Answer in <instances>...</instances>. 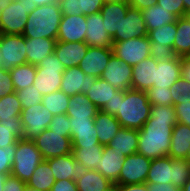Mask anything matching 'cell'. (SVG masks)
Masks as SVG:
<instances>
[{
  "label": "cell",
  "instance_id": "603a6c76",
  "mask_svg": "<svg viewBox=\"0 0 190 191\" xmlns=\"http://www.w3.org/2000/svg\"><path fill=\"white\" fill-rule=\"evenodd\" d=\"M147 35L148 31L142 12L136 8L129 7L126 12V17L122 19L120 24V41Z\"/></svg>",
  "mask_w": 190,
  "mask_h": 191
},
{
  "label": "cell",
  "instance_id": "003e7915",
  "mask_svg": "<svg viewBox=\"0 0 190 191\" xmlns=\"http://www.w3.org/2000/svg\"><path fill=\"white\" fill-rule=\"evenodd\" d=\"M185 160L188 162V164L190 165V145H189V148H188V153L186 155V158Z\"/></svg>",
  "mask_w": 190,
  "mask_h": 191
},
{
  "label": "cell",
  "instance_id": "5b68a950",
  "mask_svg": "<svg viewBox=\"0 0 190 191\" xmlns=\"http://www.w3.org/2000/svg\"><path fill=\"white\" fill-rule=\"evenodd\" d=\"M43 160L33 140L19 139L16 143L11 175L27 183Z\"/></svg>",
  "mask_w": 190,
  "mask_h": 191
},
{
  "label": "cell",
  "instance_id": "74e56055",
  "mask_svg": "<svg viewBox=\"0 0 190 191\" xmlns=\"http://www.w3.org/2000/svg\"><path fill=\"white\" fill-rule=\"evenodd\" d=\"M19 139H23L21 117L18 120L0 121V148L15 145Z\"/></svg>",
  "mask_w": 190,
  "mask_h": 191
},
{
  "label": "cell",
  "instance_id": "ffe728a7",
  "mask_svg": "<svg viewBox=\"0 0 190 191\" xmlns=\"http://www.w3.org/2000/svg\"><path fill=\"white\" fill-rule=\"evenodd\" d=\"M157 64L158 61L150 56L132 66L131 88L146 92L153 87Z\"/></svg>",
  "mask_w": 190,
  "mask_h": 191
},
{
  "label": "cell",
  "instance_id": "4316f807",
  "mask_svg": "<svg viewBox=\"0 0 190 191\" xmlns=\"http://www.w3.org/2000/svg\"><path fill=\"white\" fill-rule=\"evenodd\" d=\"M94 125L98 140L104 146L112 141L121 128V124L115 116L101 110L94 118Z\"/></svg>",
  "mask_w": 190,
  "mask_h": 191
},
{
  "label": "cell",
  "instance_id": "f5cc1de1",
  "mask_svg": "<svg viewBox=\"0 0 190 191\" xmlns=\"http://www.w3.org/2000/svg\"><path fill=\"white\" fill-rule=\"evenodd\" d=\"M71 130L95 129L94 118H72L69 117Z\"/></svg>",
  "mask_w": 190,
  "mask_h": 191
},
{
  "label": "cell",
  "instance_id": "277c9868",
  "mask_svg": "<svg viewBox=\"0 0 190 191\" xmlns=\"http://www.w3.org/2000/svg\"><path fill=\"white\" fill-rule=\"evenodd\" d=\"M38 6L28 0H17L1 4L0 29L2 34L22 35L28 15Z\"/></svg>",
  "mask_w": 190,
  "mask_h": 191
},
{
  "label": "cell",
  "instance_id": "f907efd6",
  "mask_svg": "<svg viewBox=\"0 0 190 191\" xmlns=\"http://www.w3.org/2000/svg\"><path fill=\"white\" fill-rule=\"evenodd\" d=\"M173 106L175 108L177 122L190 127V101H181L180 104Z\"/></svg>",
  "mask_w": 190,
  "mask_h": 191
},
{
  "label": "cell",
  "instance_id": "44dd1931",
  "mask_svg": "<svg viewBox=\"0 0 190 191\" xmlns=\"http://www.w3.org/2000/svg\"><path fill=\"white\" fill-rule=\"evenodd\" d=\"M182 58L175 57L166 61L159 60L155 69L153 87L170 88L181 76Z\"/></svg>",
  "mask_w": 190,
  "mask_h": 191
},
{
  "label": "cell",
  "instance_id": "7402d4cb",
  "mask_svg": "<svg viewBox=\"0 0 190 191\" xmlns=\"http://www.w3.org/2000/svg\"><path fill=\"white\" fill-rule=\"evenodd\" d=\"M88 47L84 42L57 41L54 53L65 68L74 67L79 66L80 61L87 53Z\"/></svg>",
  "mask_w": 190,
  "mask_h": 191
},
{
  "label": "cell",
  "instance_id": "680465c9",
  "mask_svg": "<svg viewBox=\"0 0 190 191\" xmlns=\"http://www.w3.org/2000/svg\"><path fill=\"white\" fill-rule=\"evenodd\" d=\"M116 191H149L146 183L114 186Z\"/></svg>",
  "mask_w": 190,
  "mask_h": 191
},
{
  "label": "cell",
  "instance_id": "4dcf8cb0",
  "mask_svg": "<svg viewBox=\"0 0 190 191\" xmlns=\"http://www.w3.org/2000/svg\"><path fill=\"white\" fill-rule=\"evenodd\" d=\"M118 92L110 83L101 78H97L95 82H90L88 87V92L85 94L92 104L99 110L106 104L109 100L114 97Z\"/></svg>",
  "mask_w": 190,
  "mask_h": 191
},
{
  "label": "cell",
  "instance_id": "c3c4849f",
  "mask_svg": "<svg viewBox=\"0 0 190 191\" xmlns=\"http://www.w3.org/2000/svg\"><path fill=\"white\" fill-rule=\"evenodd\" d=\"M71 123L67 114L55 115L49 125V129L58 133H69L71 135Z\"/></svg>",
  "mask_w": 190,
  "mask_h": 191
},
{
  "label": "cell",
  "instance_id": "6f0895ef",
  "mask_svg": "<svg viewBox=\"0 0 190 191\" xmlns=\"http://www.w3.org/2000/svg\"><path fill=\"white\" fill-rule=\"evenodd\" d=\"M158 0H128L130 7L136 8L140 11L156 5Z\"/></svg>",
  "mask_w": 190,
  "mask_h": 191
},
{
  "label": "cell",
  "instance_id": "8992f818",
  "mask_svg": "<svg viewBox=\"0 0 190 191\" xmlns=\"http://www.w3.org/2000/svg\"><path fill=\"white\" fill-rule=\"evenodd\" d=\"M64 71L65 67L53 52L36 66V77L33 85L43 96L59 91Z\"/></svg>",
  "mask_w": 190,
  "mask_h": 191
},
{
  "label": "cell",
  "instance_id": "52a82bcc",
  "mask_svg": "<svg viewBox=\"0 0 190 191\" xmlns=\"http://www.w3.org/2000/svg\"><path fill=\"white\" fill-rule=\"evenodd\" d=\"M33 141L44 160L72 153V140L69 133L53 132L46 128Z\"/></svg>",
  "mask_w": 190,
  "mask_h": 191
},
{
  "label": "cell",
  "instance_id": "4fadbf2b",
  "mask_svg": "<svg viewBox=\"0 0 190 191\" xmlns=\"http://www.w3.org/2000/svg\"><path fill=\"white\" fill-rule=\"evenodd\" d=\"M100 78L106 80L118 91L126 92L131 88L132 66L113 54Z\"/></svg>",
  "mask_w": 190,
  "mask_h": 191
},
{
  "label": "cell",
  "instance_id": "e7e4bbea",
  "mask_svg": "<svg viewBox=\"0 0 190 191\" xmlns=\"http://www.w3.org/2000/svg\"><path fill=\"white\" fill-rule=\"evenodd\" d=\"M184 2V16L190 13V0H183Z\"/></svg>",
  "mask_w": 190,
  "mask_h": 191
},
{
  "label": "cell",
  "instance_id": "f35d334b",
  "mask_svg": "<svg viewBox=\"0 0 190 191\" xmlns=\"http://www.w3.org/2000/svg\"><path fill=\"white\" fill-rule=\"evenodd\" d=\"M22 105L16 92L4 94L0 98V121L18 120L21 117Z\"/></svg>",
  "mask_w": 190,
  "mask_h": 191
},
{
  "label": "cell",
  "instance_id": "83f0119b",
  "mask_svg": "<svg viewBox=\"0 0 190 191\" xmlns=\"http://www.w3.org/2000/svg\"><path fill=\"white\" fill-rule=\"evenodd\" d=\"M146 184H172L174 186V169L171 157L165 156L151 161Z\"/></svg>",
  "mask_w": 190,
  "mask_h": 191
},
{
  "label": "cell",
  "instance_id": "d6a6232c",
  "mask_svg": "<svg viewBox=\"0 0 190 191\" xmlns=\"http://www.w3.org/2000/svg\"><path fill=\"white\" fill-rule=\"evenodd\" d=\"M177 34L173 43V50L177 57L190 55V18L188 15L176 20Z\"/></svg>",
  "mask_w": 190,
  "mask_h": 191
},
{
  "label": "cell",
  "instance_id": "d6986e66",
  "mask_svg": "<svg viewBox=\"0 0 190 191\" xmlns=\"http://www.w3.org/2000/svg\"><path fill=\"white\" fill-rule=\"evenodd\" d=\"M112 55V48L89 46L85 57L80 61L78 67L82 69L86 75L100 78Z\"/></svg>",
  "mask_w": 190,
  "mask_h": 191
},
{
  "label": "cell",
  "instance_id": "7a4b0ae2",
  "mask_svg": "<svg viewBox=\"0 0 190 191\" xmlns=\"http://www.w3.org/2000/svg\"><path fill=\"white\" fill-rule=\"evenodd\" d=\"M151 104L146 92L130 88L119 98L115 115L121 127L141 129L150 117Z\"/></svg>",
  "mask_w": 190,
  "mask_h": 191
},
{
  "label": "cell",
  "instance_id": "91938a15",
  "mask_svg": "<svg viewBox=\"0 0 190 191\" xmlns=\"http://www.w3.org/2000/svg\"><path fill=\"white\" fill-rule=\"evenodd\" d=\"M149 191H182V188L174 187L172 184H147Z\"/></svg>",
  "mask_w": 190,
  "mask_h": 191
},
{
  "label": "cell",
  "instance_id": "2e32d148",
  "mask_svg": "<svg viewBox=\"0 0 190 191\" xmlns=\"http://www.w3.org/2000/svg\"><path fill=\"white\" fill-rule=\"evenodd\" d=\"M95 76L86 75L78 66L65 68L60 90L72 97L75 94L88 92L90 82H95Z\"/></svg>",
  "mask_w": 190,
  "mask_h": 191
},
{
  "label": "cell",
  "instance_id": "be15d7a7",
  "mask_svg": "<svg viewBox=\"0 0 190 191\" xmlns=\"http://www.w3.org/2000/svg\"><path fill=\"white\" fill-rule=\"evenodd\" d=\"M8 175H11V174L0 173V191H3L4 189L3 186Z\"/></svg>",
  "mask_w": 190,
  "mask_h": 191
},
{
  "label": "cell",
  "instance_id": "db71d44e",
  "mask_svg": "<svg viewBox=\"0 0 190 191\" xmlns=\"http://www.w3.org/2000/svg\"><path fill=\"white\" fill-rule=\"evenodd\" d=\"M26 186V182L12 175H8L3 186V191H25Z\"/></svg>",
  "mask_w": 190,
  "mask_h": 191
},
{
  "label": "cell",
  "instance_id": "30bf717a",
  "mask_svg": "<svg viewBox=\"0 0 190 191\" xmlns=\"http://www.w3.org/2000/svg\"><path fill=\"white\" fill-rule=\"evenodd\" d=\"M54 115L40 103L21 111L23 139L33 140L49 127Z\"/></svg>",
  "mask_w": 190,
  "mask_h": 191
},
{
  "label": "cell",
  "instance_id": "2644e50d",
  "mask_svg": "<svg viewBox=\"0 0 190 191\" xmlns=\"http://www.w3.org/2000/svg\"><path fill=\"white\" fill-rule=\"evenodd\" d=\"M25 191H38L37 189L31 188L29 186H26Z\"/></svg>",
  "mask_w": 190,
  "mask_h": 191
},
{
  "label": "cell",
  "instance_id": "9f6ffc18",
  "mask_svg": "<svg viewBox=\"0 0 190 191\" xmlns=\"http://www.w3.org/2000/svg\"><path fill=\"white\" fill-rule=\"evenodd\" d=\"M50 191H78L74 180H59L54 183Z\"/></svg>",
  "mask_w": 190,
  "mask_h": 191
},
{
  "label": "cell",
  "instance_id": "7dc6e473",
  "mask_svg": "<svg viewBox=\"0 0 190 191\" xmlns=\"http://www.w3.org/2000/svg\"><path fill=\"white\" fill-rule=\"evenodd\" d=\"M15 151L16 144L0 148V173L11 174Z\"/></svg>",
  "mask_w": 190,
  "mask_h": 191
},
{
  "label": "cell",
  "instance_id": "1f68e13d",
  "mask_svg": "<svg viewBox=\"0 0 190 191\" xmlns=\"http://www.w3.org/2000/svg\"><path fill=\"white\" fill-rule=\"evenodd\" d=\"M68 106L66 114L72 118H95L99 111L83 93L70 97Z\"/></svg>",
  "mask_w": 190,
  "mask_h": 191
},
{
  "label": "cell",
  "instance_id": "5bb4252c",
  "mask_svg": "<svg viewBox=\"0 0 190 191\" xmlns=\"http://www.w3.org/2000/svg\"><path fill=\"white\" fill-rule=\"evenodd\" d=\"M49 163L53 176L56 181L59 180H80L89 171L80 162L74 159L72 153L46 159Z\"/></svg>",
  "mask_w": 190,
  "mask_h": 191
},
{
  "label": "cell",
  "instance_id": "e0dca14e",
  "mask_svg": "<svg viewBox=\"0 0 190 191\" xmlns=\"http://www.w3.org/2000/svg\"><path fill=\"white\" fill-rule=\"evenodd\" d=\"M86 17L85 15L62 16L57 41L85 42Z\"/></svg>",
  "mask_w": 190,
  "mask_h": 191
},
{
  "label": "cell",
  "instance_id": "484cf974",
  "mask_svg": "<svg viewBox=\"0 0 190 191\" xmlns=\"http://www.w3.org/2000/svg\"><path fill=\"white\" fill-rule=\"evenodd\" d=\"M124 160L125 156H120L119 153H115L111 148L104 146L102 160L94 170L114 184L118 180Z\"/></svg>",
  "mask_w": 190,
  "mask_h": 191
},
{
  "label": "cell",
  "instance_id": "836d02e7",
  "mask_svg": "<svg viewBox=\"0 0 190 191\" xmlns=\"http://www.w3.org/2000/svg\"><path fill=\"white\" fill-rule=\"evenodd\" d=\"M141 12L148 32L166 24L174 23L177 20L173 13L168 12L157 4Z\"/></svg>",
  "mask_w": 190,
  "mask_h": 191
},
{
  "label": "cell",
  "instance_id": "a7ac6f4b",
  "mask_svg": "<svg viewBox=\"0 0 190 191\" xmlns=\"http://www.w3.org/2000/svg\"><path fill=\"white\" fill-rule=\"evenodd\" d=\"M104 2H128V0H104Z\"/></svg>",
  "mask_w": 190,
  "mask_h": 191
},
{
  "label": "cell",
  "instance_id": "f1b7e54d",
  "mask_svg": "<svg viewBox=\"0 0 190 191\" xmlns=\"http://www.w3.org/2000/svg\"><path fill=\"white\" fill-rule=\"evenodd\" d=\"M62 16L92 15L100 12L104 0H58Z\"/></svg>",
  "mask_w": 190,
  "mask_h": 191
},
{
  "label": "cell",
  "instance_id": "6da1fadb",
  "mask_svg": "<svg viewBox=\"0 0 190 191\" xmlns=\"http://www.w3.org/2000/svg\"><path fill=\"white\" fill-rule=\"evenodd\" d=\"M176 123L173 105H151L149 119L138 130L137 153L151 160L168 156L172 129Z\"/></svg>",
  "mask_w": 190,
  "mask_h": 191
},
{
  "label": "cell",
  "instance_id": "f546056e",
  "mask_svg": "<svg viewBox=\"0 0 190 191\" xmlns=\"http://www.w3.org/2000/svg\"><path fill=\"white\" fill-rule=\"evenodd\" d=\"M190 145V127L176 123L172 129L171 144L168 156L171 158L185 159Z\"/></svg>",
  "mask_w": 190,
  "mask_h": 191
},
{
  "label": "cell",
  "instance_id": "ba28073f",
  "mask_svg": "<svg viewBox=\"0 0 190 191\" xmlns=\"http://www.w3.org/2000/svg\"><path fill=\"white\" fill-rule=\"evenodd\" d=\"M176 34V22L149 31L147 36L151 41L150 56L157 61L174 59L176 54L173 50V43Z\"/></svg>",
  "mask_w": 190,
  "mask_h": 191
},
{
  "label": "cell",
  "instance_id": "7c38bea8",
  "mask_svg": "<svg viewBox=\"0 0 190 191\" xmlns=\"http://www.w3.org/2000/svg\"><path fill=\"white\" fill-rule=\"evenodd\" d=\"M2 68L11 70L27 63L25 37L23 35L2 34L0 39Z\"/></svg>",
  "mask_w": 190,
  "mask_h": 191
},
{
  "label": "cell",
  "instance_id": "816d5d0a",
  "mask_svg": "<svg viewBox=\"0 0 190 191\" xmlns=\"http://www.w3.org/2000/svg\"><path fill=\"white\" fill-rule=\"evenodd\" d=\"M13 92H15V89L9 70L0 67V98L4 94H11Z\"/></svg>",
  "mask_w": 190,
  "mask_h": 191
},
{
  "label": "cell",
  "instance_id": "8fae6325",
  "mask_svg": "<svg viewBox=\"0 0 190 191\" xmlns=\"http://www.w3.org/2000/svg\"><path fill=\"white\" fill-rule=\"evenodd\" d=\"M151 41L148 36L113 42V54L128 65L134 66L150 57Z\"/></svg>",
  "mask_w": 190,
  "mask_h": 191
},
{
  "label": "cell",
  "instance_id": "8d00e7d4",
  "mask_svg": "<svg viewBox=\"0 0 190 191\" xmlns=\"http://www.w3.org/2000/svg\"><path fill=\"white\" fill-rule=\"evenodd\" d=\"M78 191H110L114 184L95 170H89L80 180L76 181Z\"/></svg>",
  "mask_w": 190,
  "mask_h": 191
},
{
  "label": "cell",
  "instance_id": "e575fe53",
  "mask_svg": "<svg viewBox=\"0 0 190 191\" xmlns=\"http://www.w3.org/2000/svg\"><path fill=\"white\" fill-rule=\"evenodd\" d=\"M104 145L72 147L74 159L88 170H94L102 160Z\"/></svg>",
  "mask_w": 190,
  "mask_h": 191
},
{
  "label": "cell",
  "instance_id": "ee69618b",
  "mask_svg": "<svg viewBox=\"0 0 190 191\" xmlns=\"http://www.w3.org/2000/svg\"><path fill=\"white\" fill-rule=\"evenodd\" d=\"M15 92L20 100L22 109L29 108L30 106L40 104L42 102L43 95L34 85L16 90Z\"/></svg>",
  "mask_w": 190,
  "mask_h": 191
},
{
  "label": "cell",
  "instance_id": "d590c367",
  "mask_svg": "<svg viewBox=\"0 0 190 191\" xmlns=\"http://www.w3.org/2000/svg\"><path fill=\"white\" fill-rule=\"evenodd\" d=\"M56 182L52 169L46 160H43L35 169L27 186L37 189L38 191H50Z\"/></svg>",
  "mask_w": 190,
  "mask_h": 191
},
{
  "label": "cell",
  "instance_id": "bcb514c9",
  "mask_svg": "<svg viewBox=\"0 0 190 191\" xmlns=\"http://www.w3.org/2000/svg\"><path fill=\"white\" fill-rule=\"evenodd\" d=\"M173 105L180 104L181 101H190V82L182 76L170 87Z\"/></svg>",
  "mask_w": 190,
  "mask_h": 191
},
{
  "label": "cell",
  "instance_id": "3957f363",
  "mask_svg": "<svg viewBox=\"0 0 190 191\" xmlns=\"http://www.w3.org/2000/svg\"><path fill=\"white\" fill-rule=\"evenodd\" d=\"M62 17L59 3L38 6L29 15L22 35L25 38H50L57 40Z\"/></svg>",
  "mask_w": 190,
  "mask_h": 191
},
{
  "label": "cell",
  "instance_id": "ac0fdd59",
  "mask_svg": "<svg viewBox=\"0 0 190 191\" xmlns=\"http://www.w3.org/2000/svg\"><path fill=\"white\" fill-rule=\"evenodd\" d=\"M87 30L85 44L92 47L112 48L113 40L105 30V25L100 12L86 17Z\"/></svg>",
  "mask_w": 190,
  "mask_h": 191
},
{
  "label": "cell",
  "instance_id": "8c879c8a",
  "mask_svg": "<svg viewBox=\"0 0 190 191\" xmlns=\"http://www.w3.org/2000/svg\"><path fill=\"white\" fill-rule=\"evenodd\" d=\"M2 59H3V57H2V54H1V50H0V67H2V64H3Z\"/></svg>",
  "mask_w": 190,
  "mask_h": 191
},
{
  "label": "cell",
  "instance_id": "f6af8a7d",
  "mask_svg": "<svg viewBox=\"0 0 190 191\" xmlns=\"http://www.w3.org/2000/svg\"><path fill=\"white\" fill-rule=\"evenodd\" d=\"M146 95L151 105H173L170 88L151 87L146 91Z\"/></svg>",
  "mask_w": 190,
  "mask_h": 191
},
{
  "label": "cell",
  "instance_id": "cb8c5ba5",
  "mask_svg": "<svg viewBox=\"0 0 190 191\" xmlns=\"http://www.w3.org/2000/svg\"><path fill=\"white\" fill-rule=\"evenodd\" d=\"M107 147L120 156H129L137 153L138 147V129L121 127Z\"/></svg>",
  "mask_w": 190,
  "mask_h": 191
},
{
  "label": "cell",
  "instance_id": "ab89813d",
  "mask_svg": "<svg viewBox=\"0 0 190 191\" xmlns=\"http://www.w3.org/2000/svg\"><path fill=\"white\" fill-rule=\"evenodd\" d=\"M15 91L32 86L36 77V66L23 64L9 70Z\"/></svg>",
  "mask_w": 190,
  "mask_h": 191
},
{
  "label": "cell",
  "instance_id": "89a4df30",
  "mask_svg": "<svg viewBox=\"0 0 190 191\" xmlns=\"http://www.w3.org/2000/svg\"><path fill=\"white\" fill-rule=\"evenodd\" d=\"M14 1H17V0H0L1 4H5L8 2H14Z\"/></svg>",
  "mask_w": 190,
  "mask_h": 191
},
{
  "label": "cell",
  "instance_id": "d4e9b609",
  "mask_svg": "<svg viewBox=\"0 0 190 191\" xmlns=\"http://www.w3.org/2000/svg\"><path fill=\"white\" fill-rule=\"evenodd\" d=\"M57 40L50 38H25L27 63L38 66L40 62L54 52Z\"/></svg>",
  "mask_w": 190,
  "mask_h": 191
},
{
  "label": "cell",
  "instance_id": "9a60e30c",
  "mask_svg": "<svg viewBox=\"0 0 190 191\" xmlns=\"http://www.w3.org/2000/svg\"><path fill=\"white\" fill-rule=\"evenodd\" d=\"M130 5L128 2H105L100 13L104 21L105 30L113 42L120 41V24L126 17Z\"/></svg>",
  "mask_w": 190,
  "mask_h": 191
},
{
  "label": "cell",
  "instance_id": "94428289",
  "mask_svg": "<svg viewBox=\"0 0 190 191\" xmlns=\"http://www.w3.org/2000/svg\"><path fill=\"white\" fill-rule=\"evenodd\" d=\"M182 77L190 82V55L182 58Z\"/></svg>",
  "mask_w": 190,
  "mask_h": 191
},
{
  "label": "cell",
  "instance_id": "9c48e42d",
  "mask_svg": "<svg viewBox=\"0 0 190 191\" xmlns=\"http://www.w3.org/2000/svg\"><path fill=\"white\" fill-rule=\"evenodd\" d=\"M151 161V159L139 153L125 157L118 180L114 183V186L146 183Z\"/></svg>",
  "mask_w": 190,
  "mask_h": 191
},
{
  "label": "cell",
  "instance_id": "7bdbcfd3",
  "mask_svg": "<svg viewBox=\"0 0 190 191\" xmlns=\"http://www.w3.org/2000/svg\"><path fill=\"white\" fill-rule=\"evenodd\" d=\"M174 169V187L182 188L190 178V165L185 159L171 158Z\"/></svg>",
  "mask_w": 190,
  "mask_h": 191
},
{
  "label": "cell",
  "instance_id": "681fc988",
  "mask_svg": "<svg viewBox=\"0 0 190 191\" xmlns=\"http://www.w3.org/2000/svg\"><path fill=\"white\" fill-rule=\"evenodd\" d=\"M157 5L173 13L177 18L184 16L183 0H158Z\"/></svg>",
  "mask_w": 190,
  "mask_h": 191
},
{
  "label": "cell",
  "instance_id": "03108f58",
  "mask_svg": "<svg viewBox=\"0 0 190 191\" xmlns=\"http://www.w3.org/2000/svg\"><path fill=\"white\" fill-rule=\"evenodd\" d=\"M182 191H190V178L188 181L183 185Z\"/></svg>",
  "mask_w": 190,
  "mask_h": 191
},
{
  "label": "cell",
  "instance_id": "60d3db41",
  "mask_svg": "<svg viewBox=\"0 0 190 191\" xmlns=\"http://www.w3.org/2000/svg\"><path fill=\"white\" fill-rule=\"evenodd\" d=\"M69 100L70 96L59 90L43 96L41 103L55 116L66 114Z\"/></svg>",
  "mask_w": 190,
  "mask_h": 191
},
{
  "label": "cell",
  "instance_id": "11a10c76",
  "mask_svg": "<svg viewBox=\"0 0 190 191\" xmlns=\"http://www.w3.org/2000/svg\"><path fill=\"white\" fill-rule=\"evenodd\" d=\"M123 94L124 92L118 91L111 99V101L109 100L106 104H104L100 110L115 116L118 113L119 98Z\"/></svg>",
  "mask_w": 190,
  "mask_h": 191
},
{
  "label": "cell",
  "instance_id": "6125c7cd",
  "mask_svg": "<svg viewBox=\"0 0 190 191\" xmlns=\"http://www.w3.org/2000/svg\"><path fill=\"white\" fill-rule=\"evenodd\" d=\"M30 3H35L37 6H43L46 4H53L58 2V0H28Z\"/></svg>",
  "mask_w": 190,
  "mask_h": 191
},
{
  "label": "cell",
  "instance_id": "b9f144b4",
  "mask_svg": "<svg viewBox=\"0 0 190 191\" xmlns=\"http://www.w3.org/2000/svg\"><path fill=\"white\" fill-rule=\"evenodd\" d=\"M72 147L96 146L100 144L95 129L71 130Z\"/></svg>",
  "mask_w": 190,
  "mask_h": 191
}]
</instances>
